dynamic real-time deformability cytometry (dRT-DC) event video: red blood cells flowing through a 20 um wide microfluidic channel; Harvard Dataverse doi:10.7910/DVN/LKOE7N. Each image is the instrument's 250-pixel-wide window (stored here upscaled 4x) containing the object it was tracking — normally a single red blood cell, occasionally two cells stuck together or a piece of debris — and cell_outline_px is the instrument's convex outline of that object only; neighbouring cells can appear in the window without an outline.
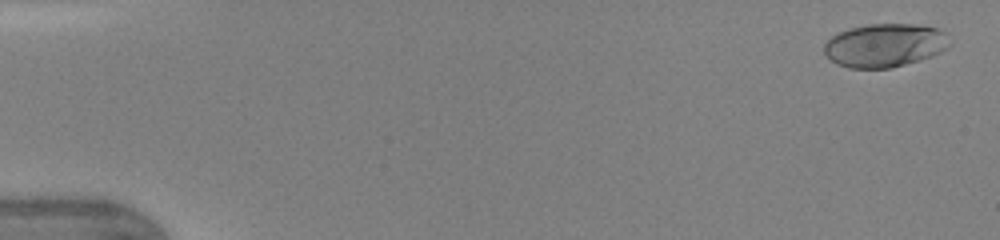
{"species": "human", "species_latin": "Homo sapiens", "temperature_condition": "warm", "stored_images_in_passage": 47, "camera_frame_rate_fps": 3000, "um_per_image_px": 0.085, "donor": {"sex": "female"}, "frame": {"image": 1, "passage_image": 2, "time_ms": 0.333, "image_size_px": [1000, 240], "cell_outline_px": [[948, 48], [932, 56], [904, 64], [888, 68], [848, 68], [836, 64], [824, 52], [824, 44], [832, 36], [840, 32], [852, 28], [868, 24], [916, 24], [936, 28], [944, 32], [948, 44]], "centroid_in_image_um": [75.18, 3.85], "position_along_channel_um": 9.8, "area_um2": 31.39}}
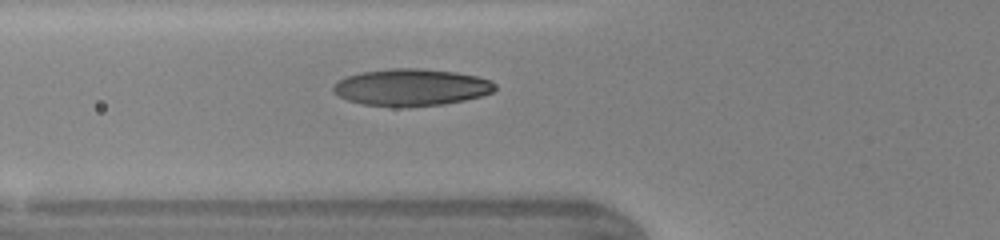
{"frame": {"image": 2, "passage_image": 18, "time_ms": 5.667, "image_size_px": [1000, 240], "cell_outline_px": [[496, 88], [492, 92], [480, 96], [464, 100], [444, 104], [408, 108], [396, 108], [364, 104], [348, 100], [340, 96], [332, 88], [340, 80], [348, 76], [360, 72], [388, 68], [420, 68], [456, 72], [476, 76], [492, 80], [496, 84]], "centroid_in_image_um": [34.99, 7.43], "position_along_channel_um": 90.8, "area_um2": 35.08}}
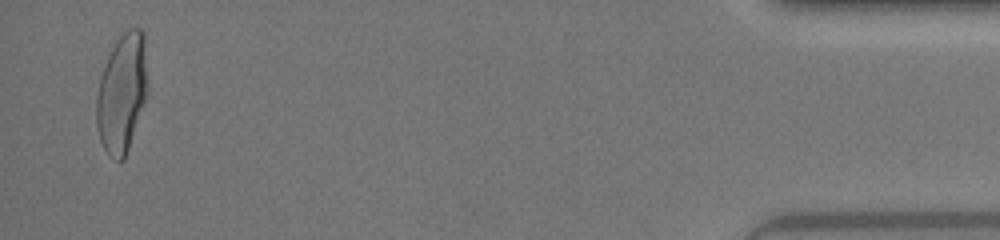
{"frame": {"image": 3, "passage_image": 46, "time_ms": 15.0, "image_size_px": [1000, 240], "cell_outline_px": [[148, 92], [124, 160], [112, 160], [108, 156], [100, 140], [96, 124], [96, 96], [100, 76], [108, 56], [112, 48], [120, 36], [128, 28], [140, 28], [144, 32], [148, 80]], "centroid_in_image_um": [10.37, 7.9], "position_along_channel_um": 424.8, "area_um2": 35.66}, "authors_computed_cell_mechanics": {"area_um2": 33.0616, "velocity_mm_per_s": 4.3731, "shape_relaxation_time_tau1_ms": 4.8498, "shape_relaxation_time_tau2_ms": null, "deformation_change_tau1": 0.2429, "deformation_change_tau2": null}}